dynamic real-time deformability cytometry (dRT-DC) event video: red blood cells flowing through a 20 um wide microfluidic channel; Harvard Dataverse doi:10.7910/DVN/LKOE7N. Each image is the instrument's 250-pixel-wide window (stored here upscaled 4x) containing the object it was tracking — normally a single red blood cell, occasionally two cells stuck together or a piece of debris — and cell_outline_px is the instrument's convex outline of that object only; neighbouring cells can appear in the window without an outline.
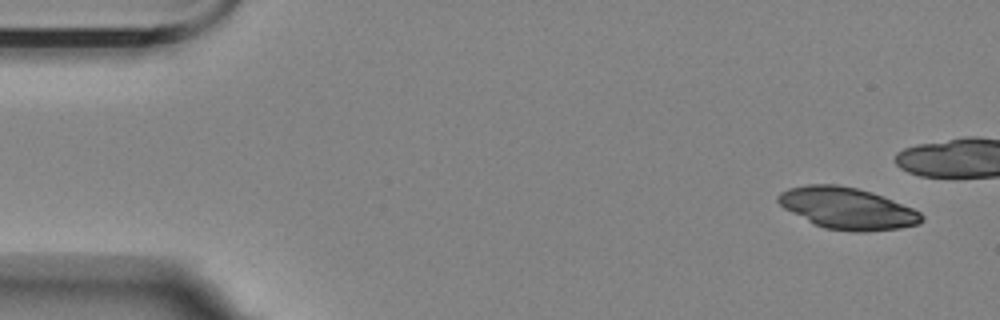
{"species": "Egyptian fruit bat (a non-hibernating species)", "species_latin": "Rousettus aegyptiacus", "temperature_condition": "room temperature", "stored_images_in_passage": 6, "camera_frame_rate_fps": 3000, "um_per_image_px": 0.085, "animal": {"sex": "female"}, "frame": {"image": 1, "passage_image": 1, "time_ms": 0.0, "image_size_px": [1000, 320], "cell_outline_px": [[924, 220], [920, 224], [900, 228], [864, 232], [856, 232], [824, 228], [812, 224], [784, 208], [776, 200], [776, 196], [780, 192], [788, 188], [808, 184], [836, 184], [856, 188], [872, 192], [912, 208], [920, 212], [924, 216]], "centroid_in_image_um": [72.0, 17.71], "position_along_channel_um": 13.0, "area_um2": 34.91}}